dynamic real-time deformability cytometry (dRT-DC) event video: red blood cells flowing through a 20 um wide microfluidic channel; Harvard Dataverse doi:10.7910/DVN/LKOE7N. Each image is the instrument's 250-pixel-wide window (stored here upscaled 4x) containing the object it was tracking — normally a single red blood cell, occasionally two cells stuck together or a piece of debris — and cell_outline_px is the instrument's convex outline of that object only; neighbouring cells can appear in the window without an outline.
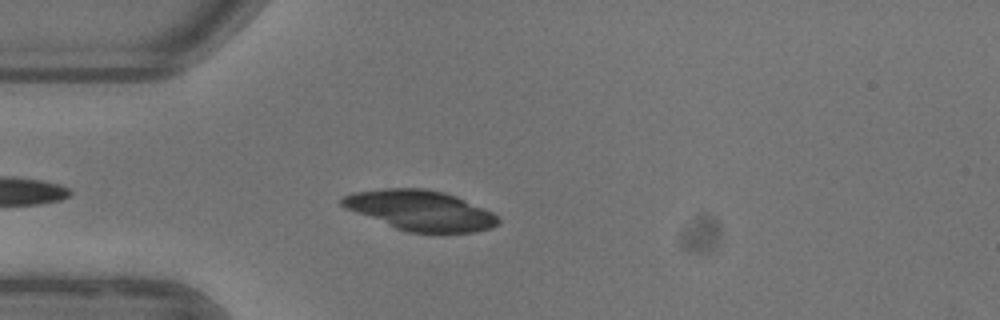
{"species": "common noctule bat (a hibernating species)", "species_latin": "Nyctalus noctula", "temperature_condition": "warm", "stored_images_in_passage": 41, "camera_frame_rate_fps": 3000, "um_per_image_px": 0.085, "animal": {"sex": "female"}, "frame": {"image": 1, "passage_image": 5, "time_ms": 1.333, "image_size_px": [1000, 320], "cell_outline_px": [[500, 220], [492, 228], [476, 232], [408, 232], [396, 228], [344, 208], [340, 204], [340, 200], [344, 196], [352, 192], [384, 188], [424, 188], [444, 192], [456, 196], [492, 212]], "centroid_in_image_um": [35.7, 17.87], "position_along_channel_um": 49.3, "area_um2": 36.3}}